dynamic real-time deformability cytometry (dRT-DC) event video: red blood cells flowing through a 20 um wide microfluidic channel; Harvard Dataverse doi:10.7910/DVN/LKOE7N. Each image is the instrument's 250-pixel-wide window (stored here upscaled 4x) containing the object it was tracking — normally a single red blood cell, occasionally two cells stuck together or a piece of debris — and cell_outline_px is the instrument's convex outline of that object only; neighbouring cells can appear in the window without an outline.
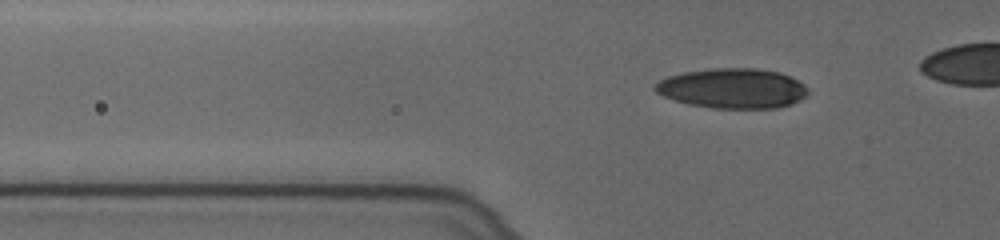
{"species": "human", "species_latin": "Homo sapiens", "temperature_condition": "cold", "stored_images_in_passage": 41, "camera_frame_rate_fps": 3000, "um_per_image_px": 0.085, "donor": {"sex": "female"}, "frame": {"image": 1, "passage_image": 9, "time_ms": 2.667, "image_size_px": [1000, 240], "cell_outline_px": [[808, 92], [800, 100], [776, 108], [712, 108], [688, 104], [664, 96], [656, 92], [652, 88], [660, 80], [668, 76], [684, 72], [712, 68], [756, 68], [780, 72], [804, 84], [808, 88]], "centroid_in_image_um": [62.25, 7.5], "position_along_channel_um": 63.5, "area_um2": 35.43}}
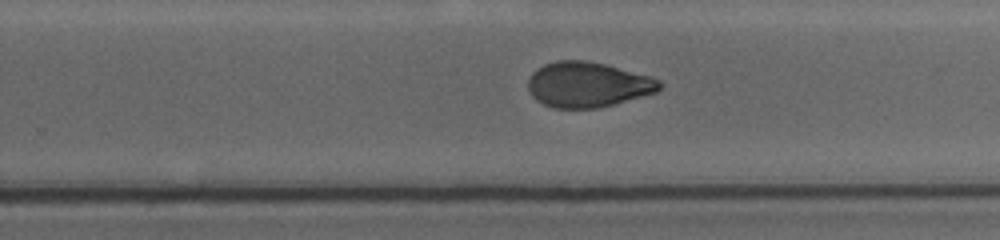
{"frame": {"image": 2, "passage_image": 28, "time_ms": 9.0, "image_size_px": [1000, 240], "cell_outline_px": [[664, 84], [656, 92], [612, 104], [596, 108], [552, 108], [536, 100], [532, 96], [528, 88], [528, 80], [532, 72], [536, 68], [544, 64], [556, 60], [584, 60], [604, 64], [652, 76], [660, 80]], "centroid_in_image_um": [49.94, 7.18], "position_along_channel_um": 279.9, "area_um2": 34.68}}
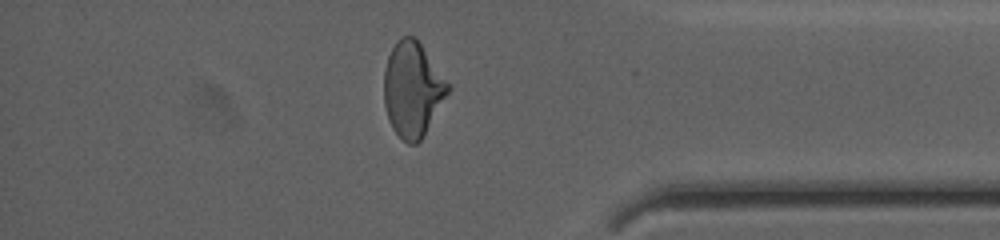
{"frame": {"image": 3, "passage_image": 39, "time_ms": 12.667, "image_size_px": [1000, 240], "cell_outline_px": [[452, 88], [424, 136], [416, 144], [408, 144], [392, 128], [388, 120], [384, 104], [384, 72], [388, 56], [392, 48], [400, 36], [412, 36], [420, 44], [452, 84]], "centroid_in_image_um": [35.1, 7.61], "position_along_channel_um": 400.1, "area_um2": 35.6}}